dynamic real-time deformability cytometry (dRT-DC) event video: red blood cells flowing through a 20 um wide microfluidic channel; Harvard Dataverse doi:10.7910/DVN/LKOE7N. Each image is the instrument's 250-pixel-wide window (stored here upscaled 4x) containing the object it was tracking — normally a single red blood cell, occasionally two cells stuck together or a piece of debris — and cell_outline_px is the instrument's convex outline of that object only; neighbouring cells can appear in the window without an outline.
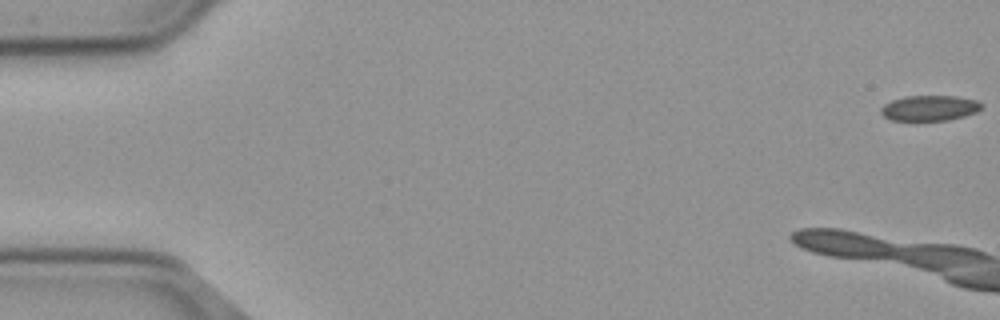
{"species": "common noctule bat (a hibernating species)", "species_latin": "Nyctalus noctula", "temperature_condition": "cold", "stored_images_in_passage": 13, "camera_frame_rate_fps": 3000, "um_per_image_px": 0.085, "animal": {"sex": "male", "body_mass_g": 23.1, "forearm_length_mm": 52.7}, "frame": {"image": 1, "passage_image": 1, "time_ms": 0.0, "image_size_px": [1000, 320], "cell_outline_px": [[984, 104], [976, 112], [964, 116], [948, 120], [916, 124], [912, 124], [892, 120], [884, 116], [880, 112], [880, 108], [884, 104], [892, 100], [904, 96], [956, 96], [976, 100]], "centroid_in_image_um": [78.95, 9.24], "position_along_channel_um": 6.0, "area_um2": 15.72}}